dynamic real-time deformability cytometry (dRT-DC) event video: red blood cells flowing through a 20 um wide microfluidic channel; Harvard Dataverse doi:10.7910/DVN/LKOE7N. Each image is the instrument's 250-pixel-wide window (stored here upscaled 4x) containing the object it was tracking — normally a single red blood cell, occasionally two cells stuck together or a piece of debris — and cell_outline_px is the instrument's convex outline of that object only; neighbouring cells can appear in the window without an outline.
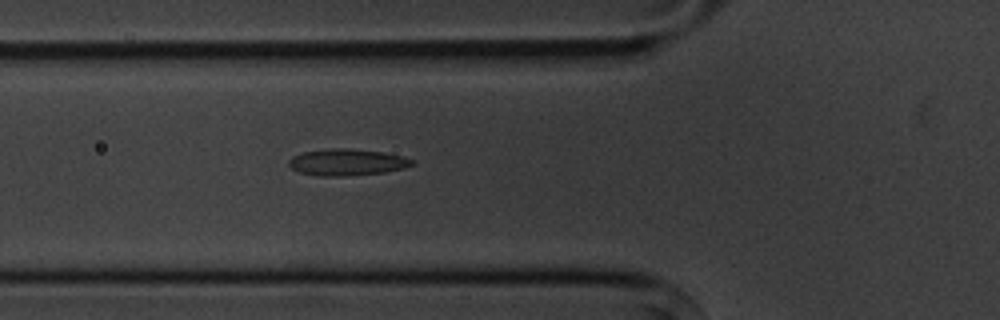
{"species": "common noctule bat (a hibernating species)", "species_latin": "Nyctalus noctula", "temperature_condition": "cold", "stored_images_in_passage": 6, "camera_frame_rate_fps": 3000, "um_per_image_px": 0.085, "animal": {"sex": "male", "body_mass_g": 20.1, "forearm_length_mm": 53.5}, "frame": {"image": 1, "passage_image": 6, "time_ms": 5.667, "image_size_px": [1000, 320], "cell_outline_px": [[412, 164], [404, 168], [384, 172], [344, 176], [320, 176], [300, 172], [292, 168], [288, 164], [288, 160], [292, 156], [304, 152], [332, 148], [352, 148], [380, 152], [400, 156], [412, 160]], "centroid_in_image_um": [29.44, 13.79], "position_along_channel_um": 96.4, "area_um2": 18.79}}